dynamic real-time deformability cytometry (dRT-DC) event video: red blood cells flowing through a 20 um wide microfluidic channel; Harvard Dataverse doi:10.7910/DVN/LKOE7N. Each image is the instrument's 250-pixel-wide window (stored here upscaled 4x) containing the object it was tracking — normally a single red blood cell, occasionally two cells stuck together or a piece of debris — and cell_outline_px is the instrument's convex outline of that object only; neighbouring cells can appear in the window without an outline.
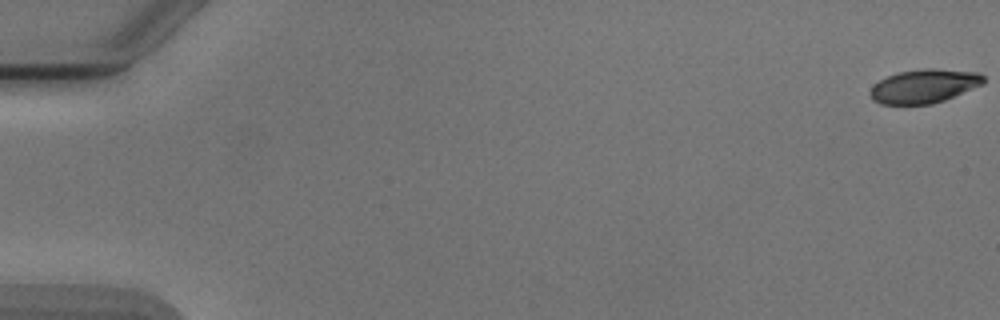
{"species": "Egyptian fruit bat (a non-hibernating species)", "species_latin": "Rousettus aegyptiacus", "temperature_condition": "cold", "stored_images_in_passage": 6, "camera_frame_rate_fps": 3000, "um_per_image_px": 0.085, "animal": {"sex": "male"}, "frame": {"image": 1, "passage_image": 1, "time_ms": 0.0, "image_size_px": [1000, 320], "cell_outline_px": [[984, 84], [944, 100], [932, 104], [880, 104], [872, 100], [868, 92], [880, 80], [896, 72], [924, 68], [932, 68], [980, 72], [984, 76]], "centroid_in_image_um": [78.56, 7.31], "position_along_channel_um": 6.4, "area_um2": 22.43}}
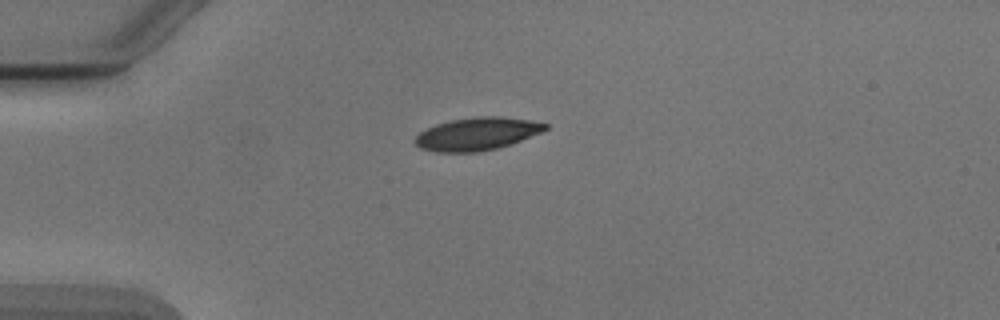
{"frame": {"image": 2, "passage_image": 4, "time_ms": 4.667, "image_size_px": [1000, 320], "cell_outline_px": [[548, 128], [540, 132], [520, 140], [496, 148], [476, 152], [436, 152], [420, 148], [412, 140], [420, 132], [436, 124], [452, 120], [476, 116], [500, 116], [528, 120], [548, 124]], "centroid_in_image_um": [40.5, 11.37], "position_along_channel_um": 44.5, "area_um2": 24.57}}
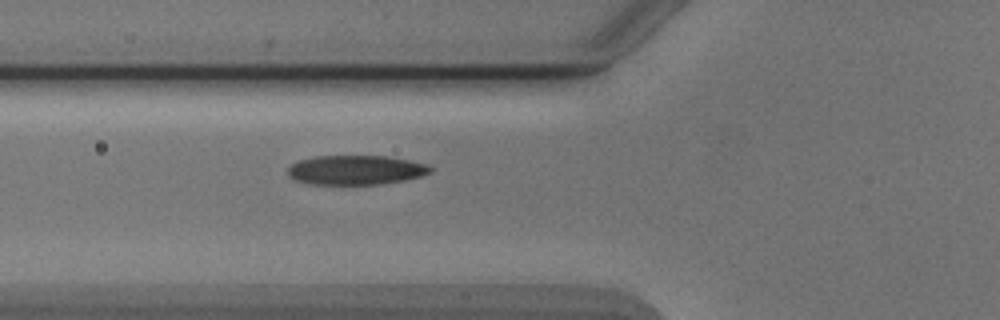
{"frame": {"image": 3, "passage_image": 6, "time_ms": 6.667, "image_size_px": [1000, 320], "cell_outline_px": [[432, 172], [424, 176], [404, 180], [380, 184], [308, 184], [296, 180], [288, 176], [288, 168], [296, 160], [316, 156], [388, 156], [428, 164], [432, 168]], "centroid_in_image_um": [30.25, 14.45], "position_along_channel_um": 95.5, "area_um2": 24.62}}